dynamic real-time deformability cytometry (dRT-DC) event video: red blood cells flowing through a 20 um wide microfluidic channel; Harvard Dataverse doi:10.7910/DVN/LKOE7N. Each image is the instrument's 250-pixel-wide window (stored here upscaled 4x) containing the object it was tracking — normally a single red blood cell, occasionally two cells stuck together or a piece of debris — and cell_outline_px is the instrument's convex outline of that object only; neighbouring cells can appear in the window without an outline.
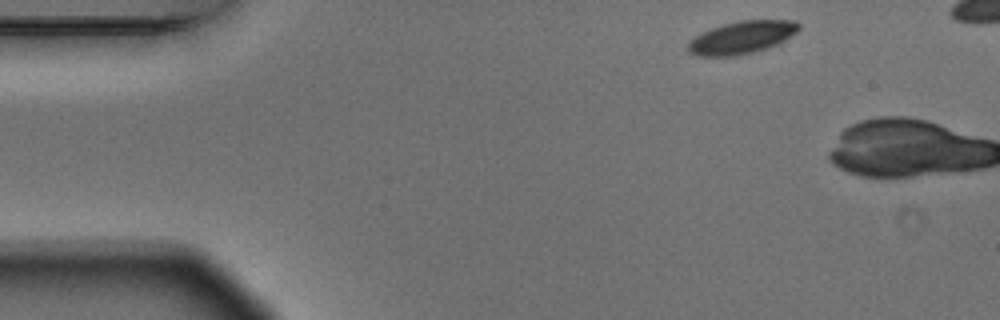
{"species": "Egyptian fruit bat (a non-hibernating species)", "species_latin": "Rousettus aegyptiacus", "temperature_condition": "warm", "stored_images_in_passage": 2, "camera_frame_rate_fps": 3000, "um_per_image_px": 0.085, "animal": {"sex": "male"}, "frame": {"image": 1, "passage_image": 1, "time_ms": 0.0, "image_size_px": [1000, 320], "cell_outline_px": [[800, 28], [796, 32], [780, 44], [768, 48], [736, 56], [696, 56], [688, 52], [688, 44], [696, 36], [712, 28], [724, 24], [740, 20], [796, 20], [800, 24]], "centroid_in_image_um": [63.1, 3.19], "position_along_channel_um": 21.9, "area_um2": 21.04}}